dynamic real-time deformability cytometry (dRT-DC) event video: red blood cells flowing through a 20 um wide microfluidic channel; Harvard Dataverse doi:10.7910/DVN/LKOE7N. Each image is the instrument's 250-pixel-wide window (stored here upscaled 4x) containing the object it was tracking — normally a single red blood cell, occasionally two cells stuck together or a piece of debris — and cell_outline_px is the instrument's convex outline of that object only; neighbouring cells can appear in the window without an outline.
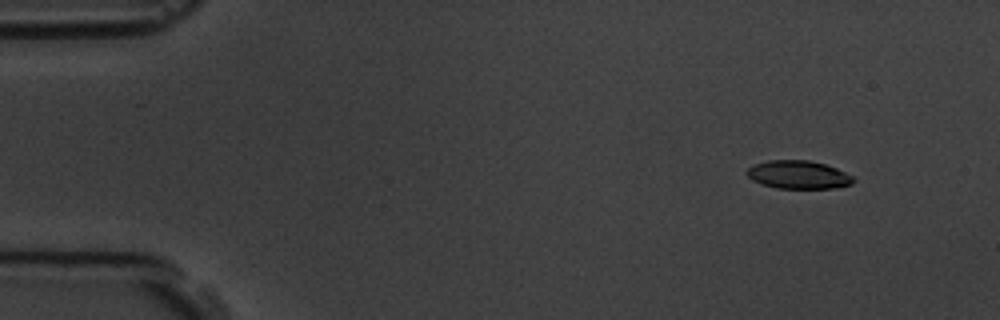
{"species": "common noctule bat (a hibernating species)", "species_latin": "Nyctalus noctula", "temperature_condition": "room temperature", "stored_images_in_passage": 9, "camera_frame_rate_fps": 3000, "um_per_image_px": 0.085, "animal": {"sex": "male", "body_mass_g": 19.5, "forearm_length_mm": 54.6}, "frame": {"image": 1, "passage_image": 2, "time_ms": 1.333, "image_size_px": [1000, 320], "cell_outline_px": [[856, 180], [852, 184], [832, 188], [776, 188], [760, 184], [752, 180], [744, 172], [748, 168], [756, 164], [768, 160], [808, 160], [824, 164], [836, 168], [852, 176]], "centroid_in_image_um": [67.83, 14.85], "position_along_channel_um": 17.2, "area_um2": 17.46}}
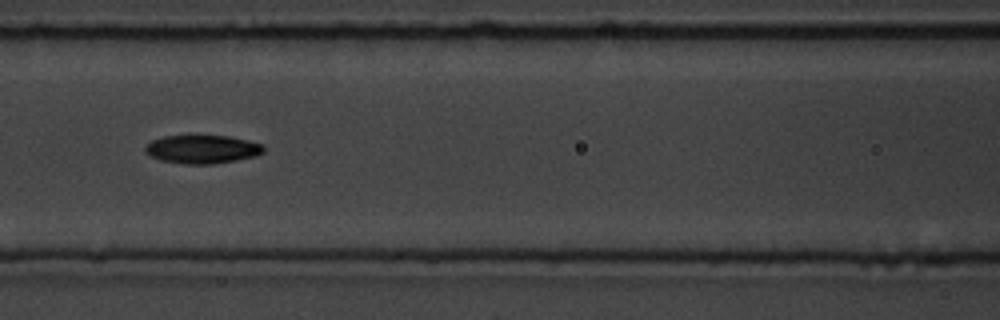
{"frame": {"image": 2, "passage_image": 7, "time_ms": 7.667, "image_size_px": [1000, 320], "cell_outline_px": [[264, 152], [256, 156], [236, 160], [212, 164], [184, 164], [160, 160], [144, 152], [144, 148], [152, 140], [164, 136], [228, 136], [248, 140], [264, 144]], "centroid_in_image_um": [17.21, 12.69], "position_along_channel_um": 149.4, "area_um2": 19.59}}
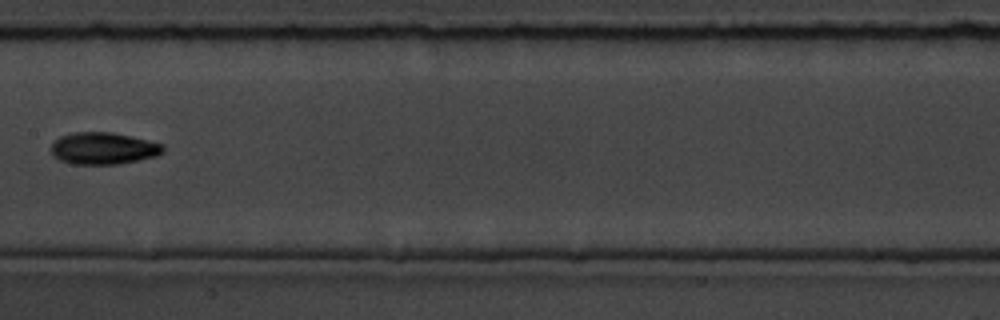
{"frame": {"image": 3, "passage_image": 8, "time_ms": 9.0, "image_size_px": [1000, 320], "cell_outline_px": [[164, 152], [156, 156], [120, 164], [72, 164], [60, 160], [52, 152], [52, 144], [60, 136], [72, 132], [112, 132], [164, 144]], "centroid_in_image_um": [8.81, 12.61], "position_along_channel_um": 198.6, "area_um2": 20.75}}